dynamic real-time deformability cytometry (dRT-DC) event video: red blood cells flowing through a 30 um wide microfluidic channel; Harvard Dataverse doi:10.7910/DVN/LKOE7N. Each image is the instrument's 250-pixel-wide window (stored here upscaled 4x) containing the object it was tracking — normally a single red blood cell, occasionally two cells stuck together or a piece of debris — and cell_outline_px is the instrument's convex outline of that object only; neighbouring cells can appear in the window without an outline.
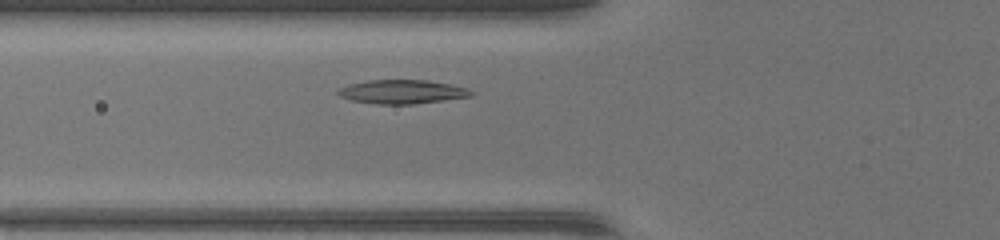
{"species": "common noctule bat (a hibernating species)", "species_latin": "Nyctalus noctula", "temperature_condition": "warm", "stored_images_in_passage": 35, "camera_frame_rate_fps": 3000, "um_per_image_px": 0.085, "animal": {"sex": "female", "body_mass_g": 17.0, "forearm_length_mm": 48.0}, "frame": {"image": 1, "passage_image": 6, "time_ms": 1.667, "image_size_px": [1000, 240], "cell_outline_px": [[476, 92], [472, 96], [444, 100], [412, 104], [376, 104], [352, 100], [340, 96], [336, 92], [336, 88], [348, 84], [364, 80], [428, 80], [468, 88]], "centroid_in_image_um": [34.15, 7.79], "position_along_channel_um": 91.6, "area_um2": 18.67}}
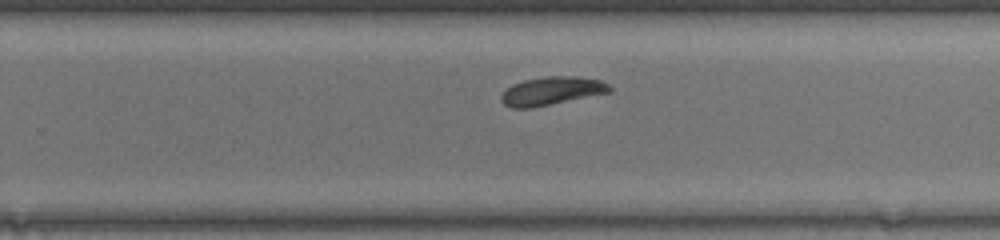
{"frame": {"image": 2, "passage_image": 19, "time_ms": 6.0, "image_size_px": [1000, 240], "cell_outline_px": [[612, 92], [532, 108], [512, 108], [504, 104], [500, 100], [500, 96], [512, 84], [524, 80], [544, 76], [576, 76], [604, 80], [612, 88]], "centroid_in_image_um": [46.92, 7.72], "position_along_channel_um": 282.9, "area_um2": 18.09}}
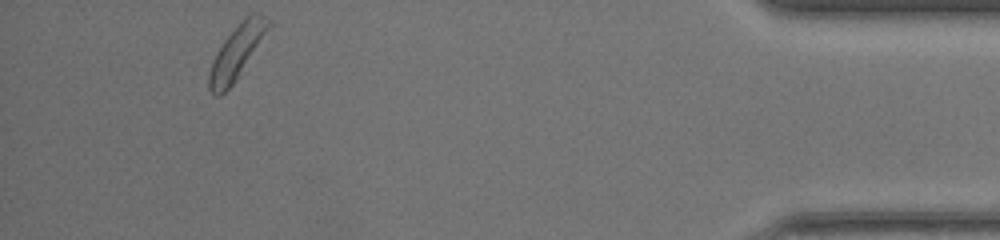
{"frame": {"image": 3, "passage_image": 32, "time_ms": 10.333, "image_size_px": [1000, 240], "cell_outline_px": [[272, 24], [236, 80], [220, 96], [216, 96], [208, 88], [208, 72], [212, 60], [216, 52], [224, 40], [252, 12], [260, 12]], "centroid_in_image_um": [20.1, 4.46], "position_along_channel_um": 415.1, "area_um2": 18.09}}